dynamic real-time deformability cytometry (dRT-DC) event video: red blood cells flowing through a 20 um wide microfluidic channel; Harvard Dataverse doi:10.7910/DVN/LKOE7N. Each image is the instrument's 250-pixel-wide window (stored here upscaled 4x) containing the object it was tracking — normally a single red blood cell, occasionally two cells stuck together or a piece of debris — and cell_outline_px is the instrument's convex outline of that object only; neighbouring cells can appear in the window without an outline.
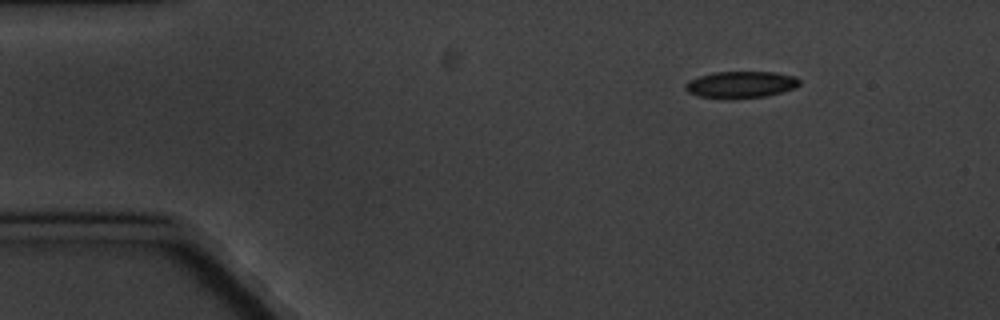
{"species": "common noctule bat (a hibernating species)", "species_latin": "Nyctalus noctula", "temperature_condition": "cold", "stored_images_in_passage": 4, "camera_frame_rate_fps": 3000, "um_per_image_px": 0.085, "animal": {"sex": "male", "body_mass_g": 20.1, "forearm_length_mm": 53.5}, "frame": {"image": 1, "passage_image": 4, "time_ms": 3.333, "image_size_px": [1000, 320], "cell_outline_px": [[800, 84], [796, 88], [764, 96], [732, 100], [700, 96], [688, 92], [684, 88], [684, 84], [688, 80], [700, 76], [716, 72], [776, 72], [796, 76], [800, 80]], "centroid_in_image_um": [62.97, 7.2], "position_along_channel_um": 22.0, "area_um2": 17.98}}